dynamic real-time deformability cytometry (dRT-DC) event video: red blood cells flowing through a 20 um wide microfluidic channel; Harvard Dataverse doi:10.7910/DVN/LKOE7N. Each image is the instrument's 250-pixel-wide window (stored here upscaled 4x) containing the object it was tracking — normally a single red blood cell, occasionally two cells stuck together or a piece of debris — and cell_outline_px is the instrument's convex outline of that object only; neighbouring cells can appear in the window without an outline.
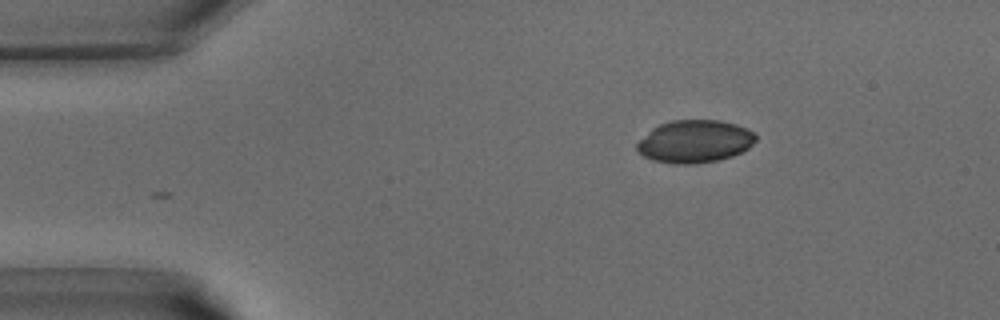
{"species": "common noctule bat (a hibernating species)", "species_latin": "Nyctalus noctula", "temperature_condition": "warm", "stored_images_in_passage": 34, "camera_frame_rate_fps": 3000, "um_per_image_px": 0.085, "animal": {"sex": "male", "body_mass_g": 15.6}, "frame": {"image": 1, "passage_image": 1, "time_ms": 0.0, "image_size_px": [1000, 320], "cell_outline_px": [[756, 140], [748, 148], [732, 156], [716, 160], [696, 164], [676, 164], [652, 160], [636, 152], [636, 144], [652, 128], [660, 124], [672, 120], [720, 120], [736, 124], [752, 132], [756, 136]], "centroid_in_image_um": [59.02, 12.02], "position_along_channel_um": 26.0, "area_um2": 29.42}}
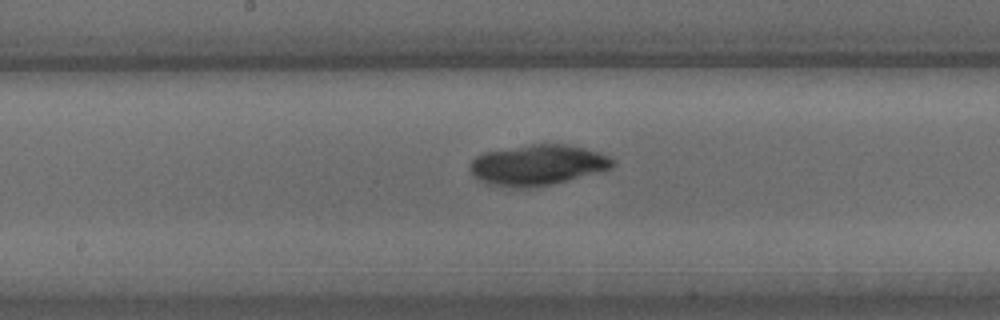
{"frame": {"image": 2, "passage_image": 15, "time_ms": 4.667, "image_size_px": [1000, 320], "cell_outline_px": [[616, 164], [612, 168], [600, 172], [548, 184], [528, 188], [520, 188], [488, 184], [472, 176], [468, 168], [468, 164], [476, 156], [484, 152], [532, 144], [564, 144], [584, 148], [600, 152], [616, 160]], "centroid_in_image_um": [45.68, 14.02], "position_along_channel_um": 202.5, "area_um2": 33.7}}
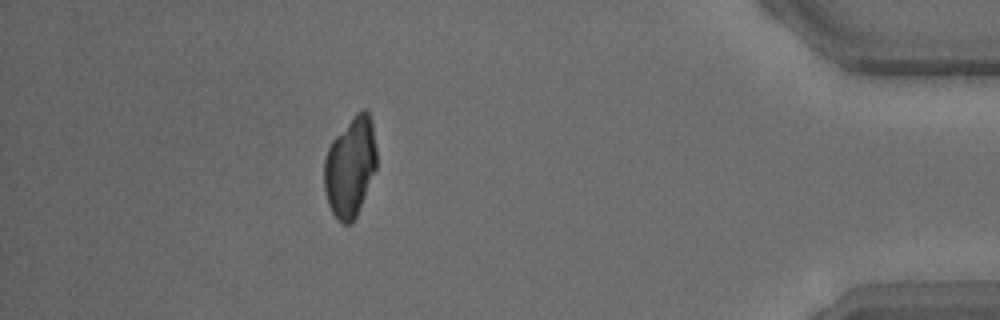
{"frame": {"image": 3, "passage_image": 30, "time_ms": 9.667, "image_size_px": [1000, 320], "cell_outline_px": [[376, 168], [356, 216], [348, 224], [344, 224], [332, 212], [328, 204], [324, 188], [324, 160], [328, 148], [332, 140], [356, 112], [364, 108], [368, 112], [372, 120], [376, 148]], "centroid_in_image_um": [29.77, 14.14], "position_along_channel_um": 405.4, "area_um2": 30.29}}